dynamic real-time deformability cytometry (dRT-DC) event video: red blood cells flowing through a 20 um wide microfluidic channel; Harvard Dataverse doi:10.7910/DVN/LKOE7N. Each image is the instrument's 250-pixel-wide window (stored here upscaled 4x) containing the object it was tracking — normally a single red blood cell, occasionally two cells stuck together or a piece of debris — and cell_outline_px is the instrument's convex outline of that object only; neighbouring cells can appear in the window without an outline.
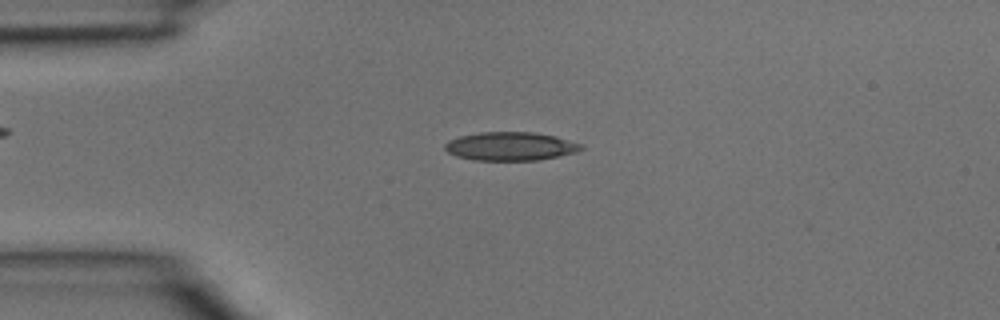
{"species": "common noctule bat (a hibernating species)", "species_latin": "Nyctalus noctula", "temperature_condition": "room temperature", "stored_images_in_passage": 4, "camera_frame_rate_fps": 3000, "um_per_image_px": 0.085, "animal": {"sex": "male", "body_mass_g": 15.6}, "frame": {"image": 1, "passage_image": 3, "time_ms": 0.667, "image_size_px": [1000, 320], "cell_outline_px": [[584, 148], [576, 152], [560, 156], [540, 160], [472, 160], [456, 156], [448, 152], [444, 148], [444, 144], [448, 140], [460, 136], [480, 132], [532, 132], [556, 136], [584, 144]], "centroid_in_image_um": [43.41, 12.43], "position_along_channel_um": 41.6, "area_um2": 22.83}}